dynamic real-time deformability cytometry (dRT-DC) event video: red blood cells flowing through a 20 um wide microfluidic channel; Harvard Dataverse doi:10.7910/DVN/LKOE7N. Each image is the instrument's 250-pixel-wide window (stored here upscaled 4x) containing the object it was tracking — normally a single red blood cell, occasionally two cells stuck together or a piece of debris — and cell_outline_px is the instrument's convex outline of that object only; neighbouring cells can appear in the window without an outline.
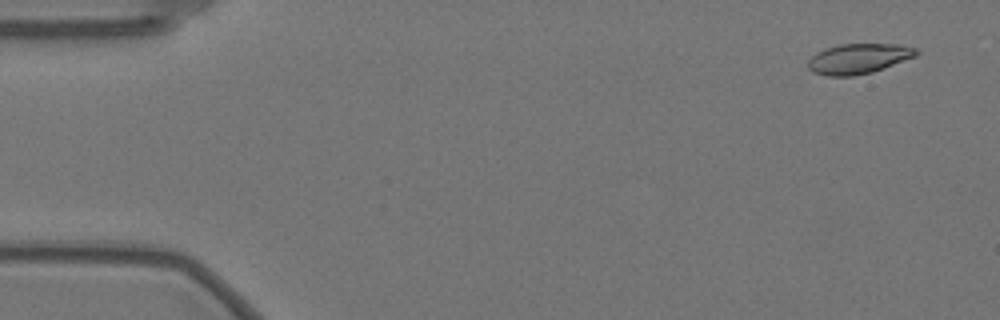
{"species": "Egyptian fruit bat (a non-hibernating species)", "species_latin": "Rousettus aegyptiacus", "temperature_condition": "warm", "stored_images_in_passage": 49, "camera_frame_rate_fps": 3000, "um_per_image_px": 0.085, "animal": {"sex": "female"}, "frame": {"image": 1, "passage_image": 3, "time_ms": 0.667, "image_size_px": [1000, 320], "cell_outline_px": [[920, 52], [916, 56], [872, 72], [852, 76], [828, 76], [812, 72], [808, 68], [808, 60], [816, 52], [824, 48], [840, 44], [896, 44], [916, 48]], "centroid_in_image_um": [72.95, 4.98], "position_along_channel_um": 12.1, "area_um2": 19.02}}
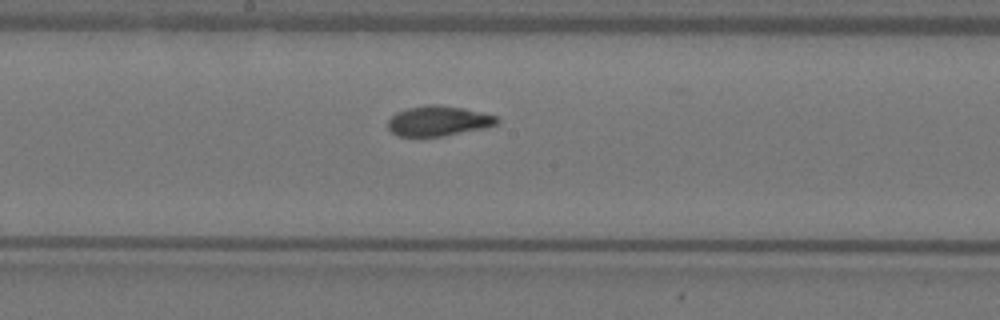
{"frame": {"image": 2, "passage_image": 30, "time_ms": 9.667, "image_size_px": [1000, 320], "cell_outline_px": [[500, 120], [496, 124], [484, 128], [444, 136], [396, 136], [388, 128], [388, 120], [396, 112], [408, 108], [428, 104], [436, 104], [464, 108], [496, 116]], "centroid_in_image_um": [37.24, 10.28], "position_along_channel_um": 211.0, "area_um2": 19.07}}
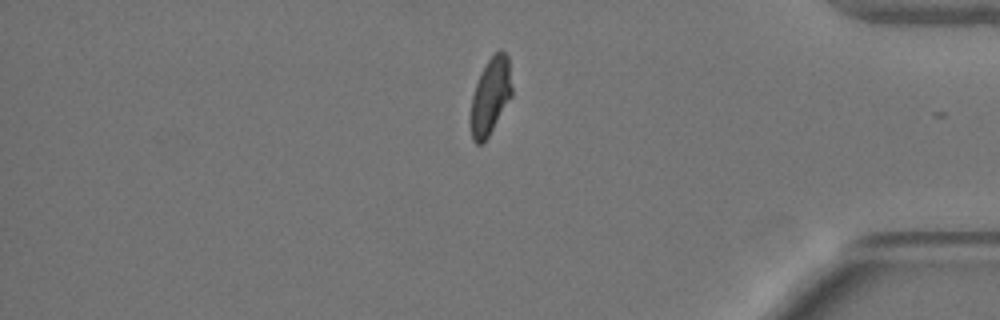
{"frame": {"image": 3, "passage_image": 48, "time_ms": 15.667, "image_size_px": [1000, 320], "cell_outline_px": [[512, 96], [488, 136], [480, 144], [476, 144], [472, 140], [468, 120], [472, 96], [476, 84], [488, 60], [500, 48], [508, 56], [512, 88]], "centroid_in_image_um": [41.66, 8.21], "position_along_channel_um": 393.5, "area_um2": 18.5}, "authors_computed_cell_mechanics": {"area_um2": 19.1896, "velocity_mm_per_s": 3.5196, "shape_relaxation_time_tau1_ms": 5.381, "shape_relaxation_time_tau2_ms": 1.1938, "deformation_change_tau1": 0.1887, "deformation_change_tau2": 0.0656}}